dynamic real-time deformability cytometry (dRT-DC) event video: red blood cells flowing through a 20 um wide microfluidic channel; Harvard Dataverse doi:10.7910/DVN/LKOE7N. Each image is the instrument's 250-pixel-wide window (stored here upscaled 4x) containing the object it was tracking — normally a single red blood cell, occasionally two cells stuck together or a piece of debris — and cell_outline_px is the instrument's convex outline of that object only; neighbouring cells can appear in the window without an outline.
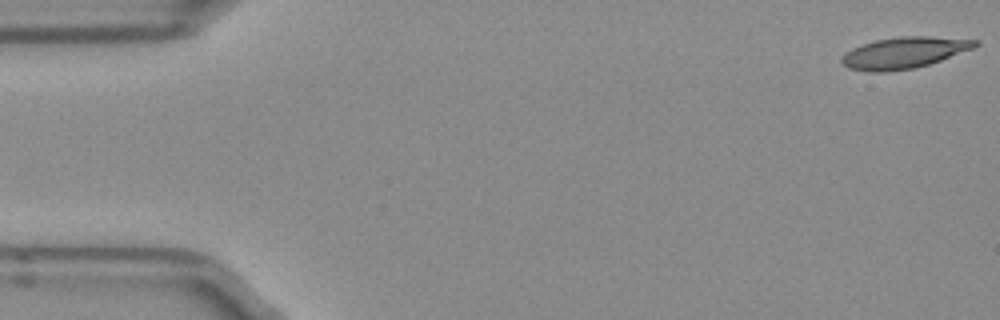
{"species": "Egyptian fruit bat (a non-hibernating species)", "species_latin": "Rousettus aegyptiacus", "temperature_condition": "room temperature", "stored_images_in_passage": 15, "camera_frame_rate_fps": 3000, "um_per_image_px": 0.085, "frame": {"image": 1, "passage_image": 1, "time_ms": 0.0, "image_size_px": [1000, 320], "cell_outline_px": [[980, 44], [972, 48], [940, 60], [928, 64], [912, 68], [884, 72], [868, 72], [848, 68], [840, 60], [840, 56], [844, 52], [852, 48], [876, 40], [900, 36], [928, 36], [980, 40]], "centroid_in_image_um": [76.8, 4.48], "position_along_channel_um": 8.2, "area_um2": 24.22}}
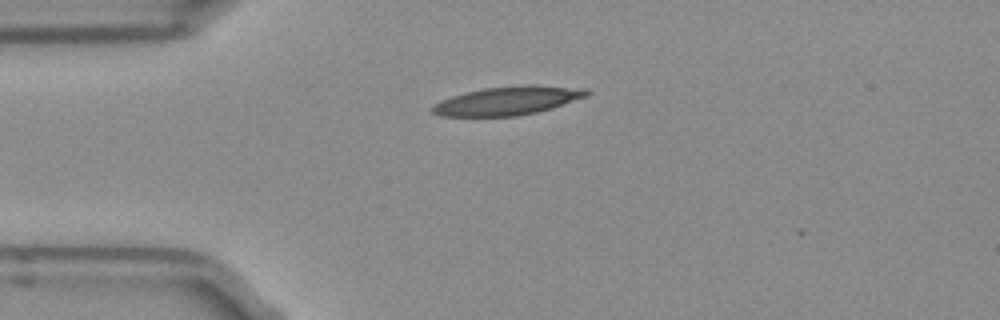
{"frame": {"image": 2, "passage_image": 12, "time_ms": 3.667, "image_size_px": [1000, 320], "cell_outline_px": [[592, 92], [588, 96], [552, 108], [536, 112], [516, 116], [440, 116], [432, 112], [428, 108], [440, 100], [452, 96], [484, 88], [520, 84], [536, 84], [588, 88]], "centroid_in_image_um": [43.2, 8.54], "position_along_channel_um": 41.8, "area_um2": 26.13}}